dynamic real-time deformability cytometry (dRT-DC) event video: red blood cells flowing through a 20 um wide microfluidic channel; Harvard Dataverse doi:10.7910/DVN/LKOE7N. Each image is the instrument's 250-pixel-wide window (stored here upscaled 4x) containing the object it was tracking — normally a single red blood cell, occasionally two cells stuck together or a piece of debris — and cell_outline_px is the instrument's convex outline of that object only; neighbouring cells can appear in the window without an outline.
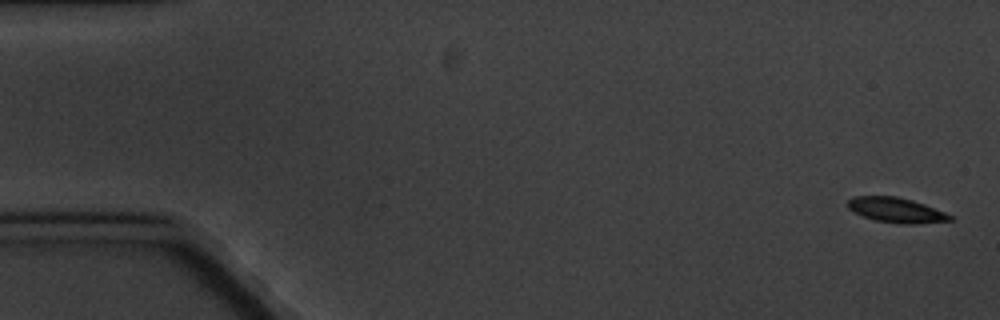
{"species": "common noctule bat (a hibernating species)", "species_latin": "Nyctalus noctula", "temperature_condition": "cold", "stored_images_in_passage": 9, "camera_frame_rate_fps": 3000, "um_per_image_px": 0.085, "animal": {"sex": "male", "body_mass_g": 20.1, "forearm_length_mm": 53.5}, "frame": {"image": 1, "passage_image": 1, "time_ms": 0.0, "image_size_px": [1000, 320], "cell_outline_px": [[952, 220], [916, 224], [900, 224], [876, 220], [852, 212], [848, 208], [848, 200], [852, 196], [896, 196], [912, 200], [924, 204], [944, 212], [952, 216]], "centroid_in_image_um": [76.15, 17.85], "position_along_channel_um": 8.9, "area_um2": 14.8}}
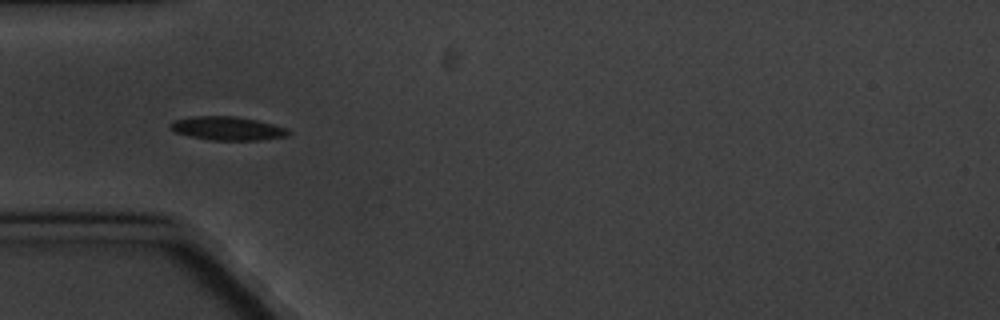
{"frame": {"image": 2, "passage_image": 6, "time_ms": 5.667, "image_size_px": [1000, 320], "cell_outline_px": [[288, 136], [260, 140], [212, 140], [188, 136], [176, 132], [168, 128], [168, 124], [176, 120], [192, 116], [236, 116], [256, 120], [272, 124], [284, 128], [288, 132]], "centroid_in_image_um": [19.27, 10.91], "position_along_channel_um": 65.7, "area_um2": 16.13}}